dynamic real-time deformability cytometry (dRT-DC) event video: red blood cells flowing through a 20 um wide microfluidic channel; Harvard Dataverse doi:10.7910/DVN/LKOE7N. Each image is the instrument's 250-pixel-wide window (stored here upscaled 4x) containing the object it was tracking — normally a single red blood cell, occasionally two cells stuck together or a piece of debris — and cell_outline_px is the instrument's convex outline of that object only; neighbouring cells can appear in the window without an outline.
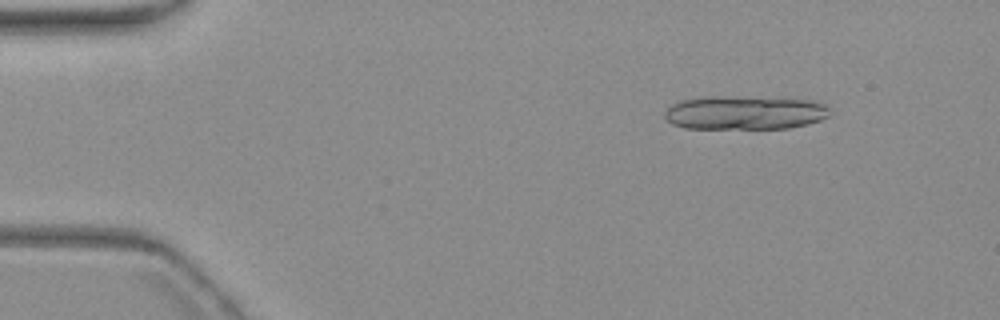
{"species": "common noctule bat (a hibernating species)", "species_latin": "Nyctalus noctula", "temperature_condition": "warm", "stored_images_in_passage": 4, "segment_of_instrument_passage": [1, 2], "camera_frame_rate_fps": 3000, "um_per_image_px": 0.085, "animal": {"sex": "female", "body_mass_g": 19.3, "forearm_length_mm": 54.1}, "frame": {"image": 1, "passage_image": 1, "time_ms": 0.0, "image_size_px": [1000, 320], "cell_outline_px": [[828, 116], [820, 120], [808, 124], [788, 128], [684, 128], [672, 124], [664, 116], [664, 112], [672, 104], [680, 100], [704, 96], [724, 96], [808, 100], [824, 104], [828, 108]], "centroid_in_image_um": [63.24, 9.58], "position_along_channel_um": 21.8, "area_um2": 32.31}}